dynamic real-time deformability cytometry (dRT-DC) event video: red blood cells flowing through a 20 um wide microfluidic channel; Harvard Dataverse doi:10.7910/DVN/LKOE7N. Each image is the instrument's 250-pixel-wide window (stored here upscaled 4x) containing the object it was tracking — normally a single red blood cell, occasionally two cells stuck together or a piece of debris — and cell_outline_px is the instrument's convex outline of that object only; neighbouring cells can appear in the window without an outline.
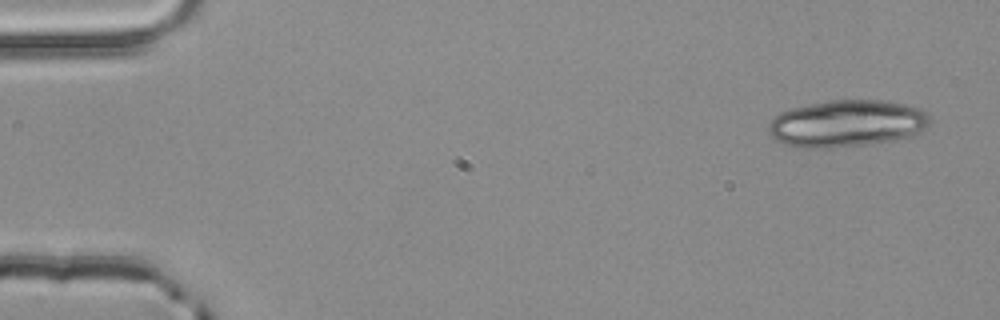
{"species": "common noctule bat (a hibernating species)", "species_latin": "Nyctalus noctula", "temperature_condition": "room temperature", "stored_images_in_passage": 4, "camera_frame_rate_fps": 3000, "um_per_image_px": 0.085, "animal": {"sex": "male", "body_mass_g": 20.4}, "frame": {"image": 1, "passage_image": 1, "time_ms": 0.0, "image_size_px": [1000, 320], "cell_outline_px": [[932, 120], [928, 128], [916, 136], [872, 144], [824, 148], [808, 148], [784, 144], [776, 140], [768, 132], [768, 124], [780, 112], [792, 108], [832, 100], [880, 100], [904, 104], [920, 108]], "centroid_in_image_um": [72.04, 10.51], "position_along_channel_um": 13.0, "area_um2": 44.33}}